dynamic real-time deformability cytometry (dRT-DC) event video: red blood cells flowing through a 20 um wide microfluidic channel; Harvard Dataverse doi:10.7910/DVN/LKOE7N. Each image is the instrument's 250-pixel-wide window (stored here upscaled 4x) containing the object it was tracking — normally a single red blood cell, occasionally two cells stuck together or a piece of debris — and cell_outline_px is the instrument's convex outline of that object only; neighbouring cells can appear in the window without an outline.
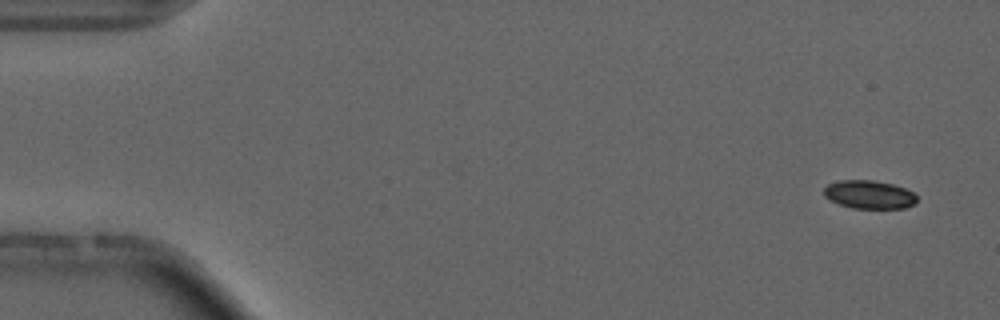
{"species": "common noctule bat (a hibernating species)", "species_latin": "Nyctalus noctula", "temperature_condition": "cold", "stored_images_in_passage": 6, "camera_frame_rate_fps": 3000, "um_per_image_px": 0.085, "animal": {"sex": "male", "forearm_length_mm": 52.5}, "frame": {"image": 1, "passage_image": 1, "time_ms": 0.0, "image_size_px": [1000, 320], "cell_outline_px": [[916, 204], [904, 208], [852, 208], [840, 204], [824, 196], [824, 188], [828, 184], [840, 180], [872, 180], [892, 184], [904, 188], [912, 192], [916, 196]], "centroid_in_image_um": [73.89, 16.54], "position_along_channel_um": 11.1, "area_um2": 15.2}}
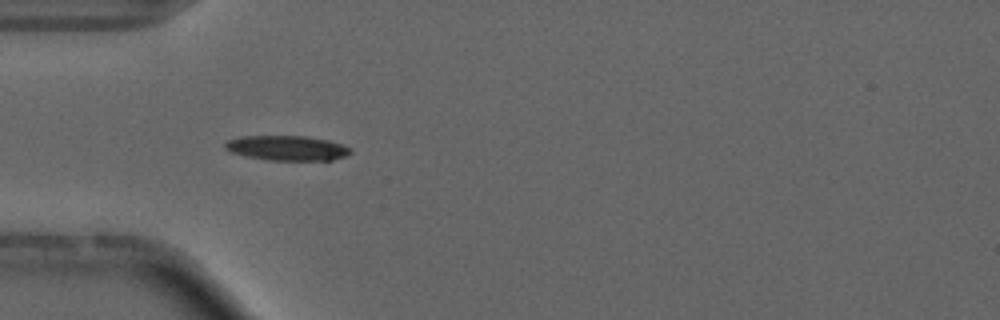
{"frame": {"image": 2, "passage_image": 5, "time_ms": 4.667, "image_size_px": [1000, 320], "cell_outline_px": [[352, 152], [344, 156], [332, 160], [268, 160], [248, 156], [232, 152], [224, 148], [224, 144], [228, 140], [240, 136], [304, 136], [328, 140], [352, 148]], "centroid_in_image_um": [24.4, 12.58], "position_along_channel_um": 60.6, "area_um2": 18.03}}